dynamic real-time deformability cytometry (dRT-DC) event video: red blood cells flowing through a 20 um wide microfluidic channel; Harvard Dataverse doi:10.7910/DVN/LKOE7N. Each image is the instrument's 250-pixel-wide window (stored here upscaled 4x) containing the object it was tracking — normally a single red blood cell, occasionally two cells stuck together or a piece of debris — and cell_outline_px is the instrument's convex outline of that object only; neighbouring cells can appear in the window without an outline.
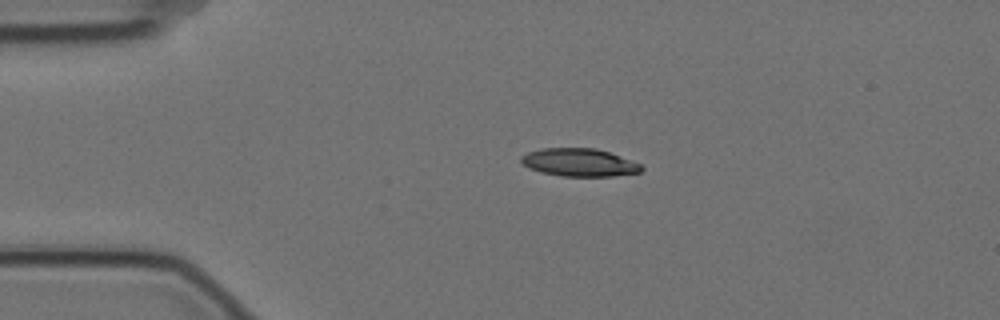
{"species": "Egyptian fruit bat (a non-hibernating species)", "species_latin": "Rousettus aegyptiacus", "temperature_condition": "cold", "stored_images_in_passage": 4, "camera_frame_rate_fps": 3000, "um_per_image_px": 0.085, "animal": {"sex": "female"}, "frame": {"image": 1, "passage_image": 3, "time_ms": 0.667, "image_size_px": [1000, 320], "cell_outline_px": [[644, 168], [640, 172], [612, 176], [560, 176], [540, 172], [528, 168], [520, 160], [520, 156], [528, 152], [544, 148], [596, 148], [608, 152], [640, 164]], "centroid_in_image_um": [49.2, 13.81], "position_along_channel_um": 35.8, "area_um2": 19.42}}